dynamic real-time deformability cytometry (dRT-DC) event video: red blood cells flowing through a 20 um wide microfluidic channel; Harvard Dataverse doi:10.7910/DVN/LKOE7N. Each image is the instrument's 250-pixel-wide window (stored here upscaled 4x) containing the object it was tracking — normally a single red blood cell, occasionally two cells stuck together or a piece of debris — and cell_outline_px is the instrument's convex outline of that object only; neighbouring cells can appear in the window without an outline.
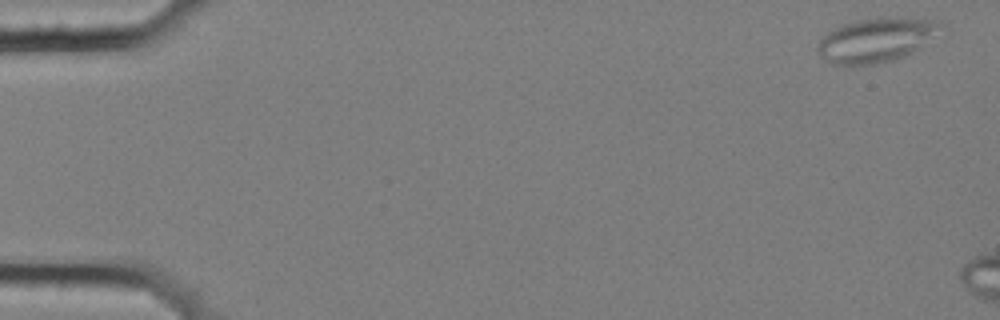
{"species": "common noctule bat (a hibernating species)", "species_latin": "Nyctalus noctula", "temperature_condition": "cold", "stored_images_in_passage": 3, "camera_frame_rate_fps": 3000, "um_per_image_px": 0.085, "animal": {"sex": "female", "body_mass_g": 25.1}, "frame": {"image": 1, "passage_image": 1, "time_ms": 0.0, "image_size_px": [1000, 320], "cell_outline_px": [[948, 32], [912, 52], [904, 56], [892, 60], [876, 64], [852, 68], [832, 64], [820, 56], [816, 52], [816, 44], [828, 32], [840, 24], [856, 20], [880, 16], [892, 16], [940, 20], [944, 24]], "centroid_in_image_um": [74.56, 3.39], "position_along_channel_um": 10.4, "area_um2": 33.52}}